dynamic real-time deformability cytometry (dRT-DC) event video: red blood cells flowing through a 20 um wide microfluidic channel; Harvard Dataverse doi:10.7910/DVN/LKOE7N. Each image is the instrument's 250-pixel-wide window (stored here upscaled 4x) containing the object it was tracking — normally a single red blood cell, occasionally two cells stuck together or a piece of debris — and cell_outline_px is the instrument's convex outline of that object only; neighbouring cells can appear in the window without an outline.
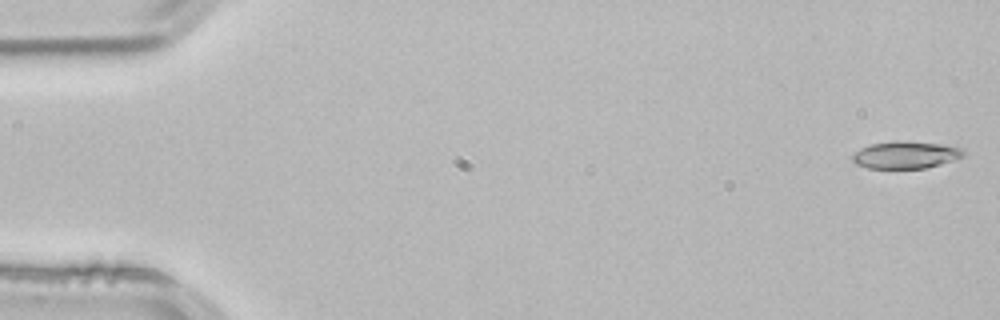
{"species": "common noctule bat (a hibernating species)", "species_latin": "Nyctalus noctula", "temperature_condition": "room temperature", "stored_images_in_passage": 53, "camera_frame_rate_fps": 3000, "um_per_image_px": 0.085, "animal": {"sex": "male", "body_mass_g": 21.5, "forearm_length_mm": 52.0}, "frame": {"image": 1, "passage_image": 1, "time_ms": 0.0, "image_size_px": [1000, 320], "cell_outline_px": [[964, 156], [940, 164], [924, 168], [868, 168], [856, 164], [852, 160], [852, 156], [860, 148], [872, 144], [896, 140], [940, 144], [960, 148], [964, 152]], "centroid_in_image_um": [76.94, 13.16], "position_along_channel_um": 8.1, "area_um2": 17.34}}
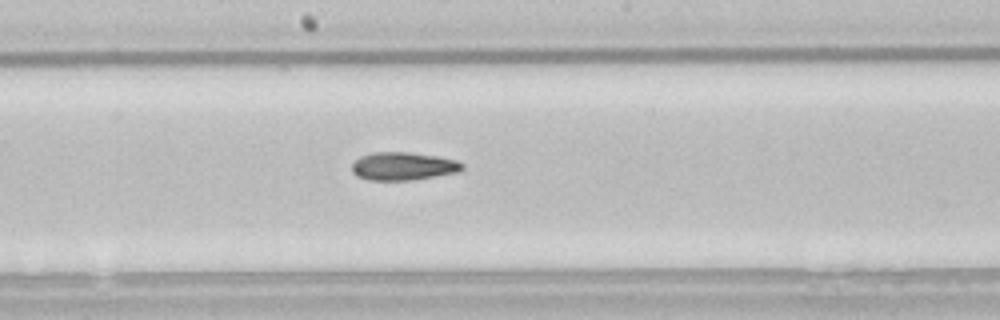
{"frame": {"image": 2, "passage_image": 28, "time_ms": 9.0, "image_size_px": [1000, 320], "cell_outline_px": [[464, 168], [456, 172], [408, 180], [368, 180], [356, 176], [352, 172], [352, 164], [360, 156], [372, 152], [408, 152], [436, 156], [456, 160], [464, 164]], "centroid_in_image_um": [34.22, 14.12], "position_along_channel_um": 214.0, "area_um2": 17.86}}
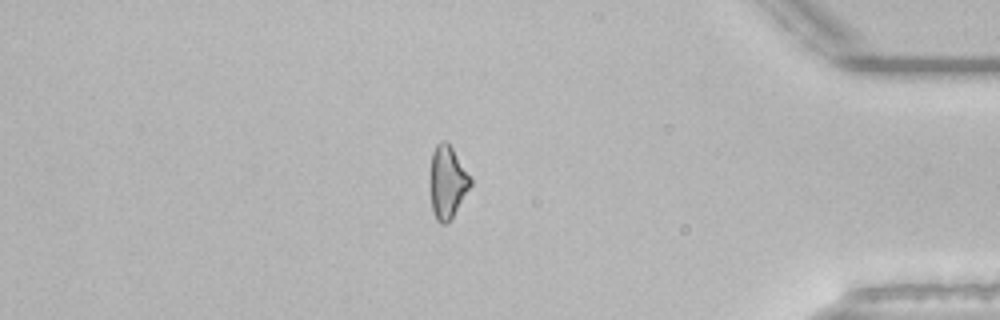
{"frame": {"image": 3, "passage_image": 45, "time_ms": 14.667, "image_size_px": [1000, 320], "cell_outline_px": [[472, 184], [452, 216], [444, 224], [440, 224], [436, 220], [432, 212], [428, 188], [428, 176], [432, 152], [436, 144], [440, 140], [444, 140], [452, 148], [472, 180]], "centroid_in_image_um": [37.95, 15.47], "position_along_channel_um": 397.2, "area_um2": 17.34}, "authors_computed_cell_mechanics": {"area_um2": 17.5712, "velocity_mm_per_s": 3.8498, "shape_relaxation_time_tau1_ms": 6.5355, "shape_relaxation_time_tau2_ms": null, "deformation_change_tau1": 0.1532, "deformation_change_tau2": null}}